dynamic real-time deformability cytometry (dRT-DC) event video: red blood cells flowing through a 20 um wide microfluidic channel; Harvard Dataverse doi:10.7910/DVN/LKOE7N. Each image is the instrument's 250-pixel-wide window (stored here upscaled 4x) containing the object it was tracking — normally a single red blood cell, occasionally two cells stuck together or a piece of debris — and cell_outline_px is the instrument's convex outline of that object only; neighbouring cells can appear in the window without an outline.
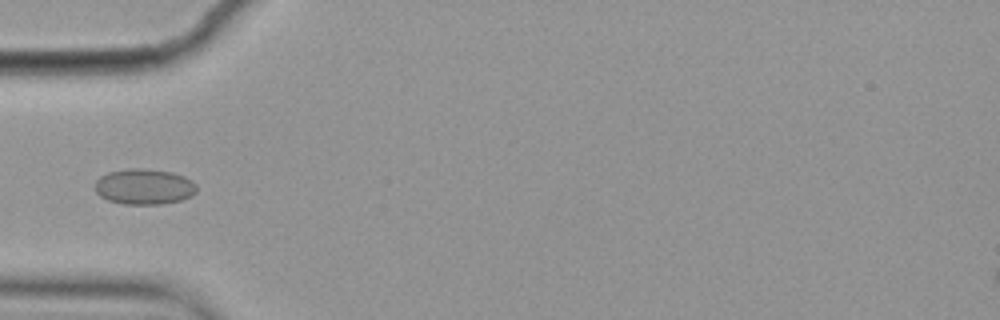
{"species": "common noctule bat (a hibernating species)", "species_latin": "Nyctalus noctula", "temperature_condition": "cold", "stored_images_in_passage": 9, "camera_frame_rate_fps": 3000, "um_per_image_px": 0.085, "animal": {"sex": "female", "body_mass_g": 19.9}, "frame": {"image": 1, "passage_image": 6, "time_ms": 1.667, "image_size_px": [1000, 320], "cell_outline_px": [[196, 192], [192, 196], [180, 200], [160, 204], [124, 204], [108, 200], [100, 196], [96, 192], [96, 180], [100, 176], [108, 172], [128, 168], [144, 168], [172, 172], [184, 176], [192, 180], [196, 184]], "centroid_in_image_um": [12.26, 15.85], "position_along_channel_um": 72.7, "area_um2": 21.21}}
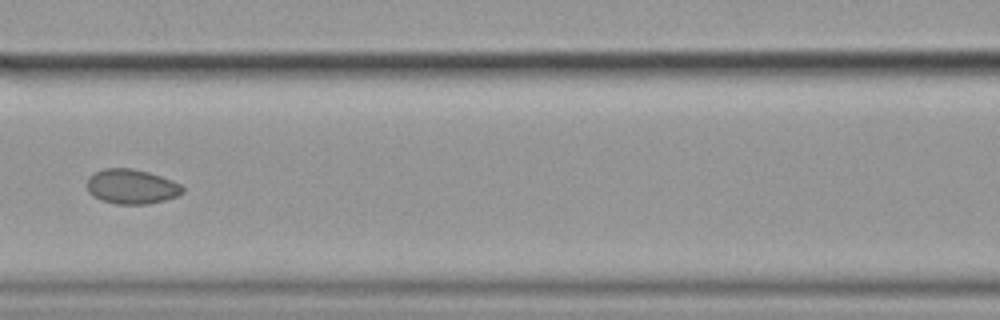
{"frame": {"image": 2, "passage_image": 8, "time_ms": 2.333, "image_size_px": [1000, 320], "cell_outline_px": [[184, 192], [176, 196], [164, 200], [148, 204], [116, 204], [100, 200], [92, 196], [88, 192], [84, 184], [88, 176], [92, 172], [104, 168], [132, 168], [148, 172], [172, 180], [180, 184], [184, 188]], "centroid_in_image_um": [11.11, 15.85], "position_along_channel_um": 155.5, "area_um2": 19.71}}
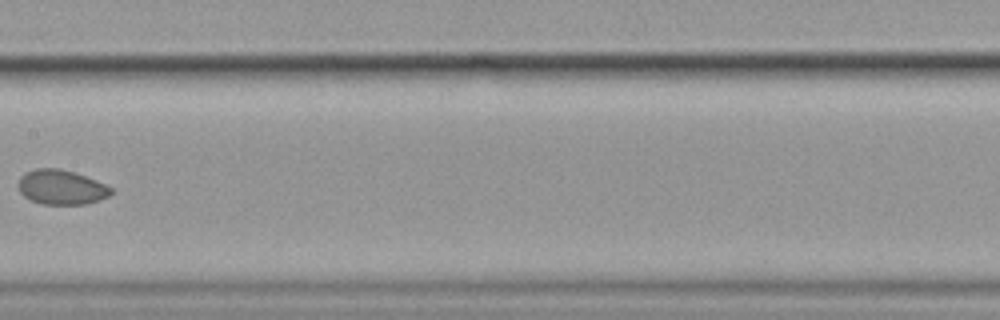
{"frame": {"image": 3, "passage_image": 9, "time_ms": 2.667, "image_size_px": [1000, 320], "cell_outline_px": [[112, 192], [108, 196], [100, 200], [88, 204], [40, 204], [24, 196], [20, 192], [16, 184], [20, 176], [24, 172], [36, 168], [60, 168], [96, 180], [112, 188]], "centroid_in_image_um": [5.17, 15.91], "position_along_channel_um": 202.2, "area_um2": 18.84}}